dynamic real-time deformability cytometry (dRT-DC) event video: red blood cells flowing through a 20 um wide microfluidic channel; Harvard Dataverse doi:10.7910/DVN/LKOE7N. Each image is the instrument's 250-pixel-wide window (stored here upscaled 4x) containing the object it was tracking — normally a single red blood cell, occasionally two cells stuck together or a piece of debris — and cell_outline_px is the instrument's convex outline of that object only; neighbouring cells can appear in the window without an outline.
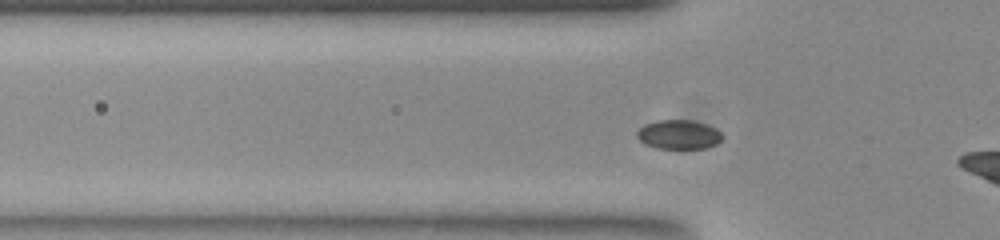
{"species": "common noctule bat (a hibernating species)", "species_latin": "Nyctalus noctula", "temperature_condition": "room temperature", "stored_images_in_passage": 41, "camera_frame_rate_fps": 3000, "um_per_image_px": 0.085, "animal": {"sex": "female", "body_mass_g": 23.0, "forearm_length_mm": 53.4}, "frame": {"image": 1, "passage_image": 4, "time_ms": 1.0, "image_size_px": [1000, 240], "cell_outline_px": [[724, 136], [716, 144], [704, 148], [656, 148], [644, 144], [636, 136], [636, 132], [644, 124], [656, 120], [692, 120], [716, 128]], "centroid_in_image_um": [57.66, 11.43], "position_along_channel_um": 68.1, "area_um2": 14.51}}
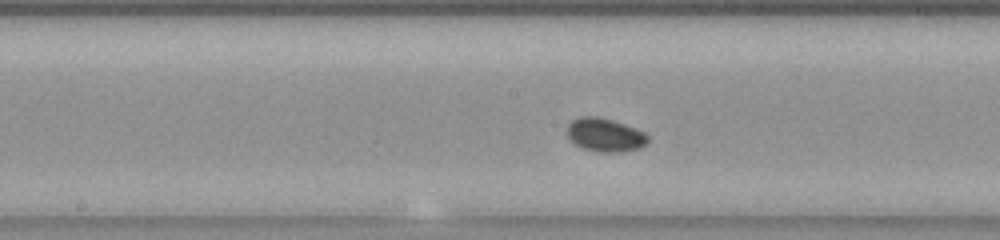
{"frame": {"image": 2, "passage_image": 14, "time_ms": 4.333, "image_size_px": [1000, 240], "cell_outline_px": [[648, 140], [640, 148], [620, 152], [596, 152], [584, 148], [576, 144], [568, 136], [568, 124], [572, 120], [580, 116], [596, 116], [612, 120], [636, 128], [644, 132], [648, 136]], "centroid_in_image_um": [51.43, 11.46], "position_along_channel_um": 196.8, "area_um2": 15.61}}
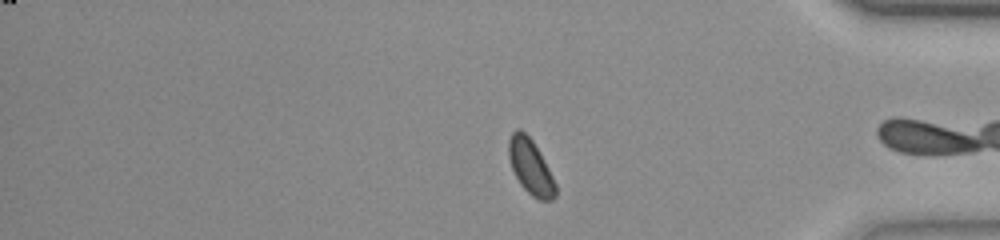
{"frame": {"image": 3, "passage_image": 31, "time_ms": 10.0, "image_size_px": [1000, 240], "cell_outline_px": [[556, 196], [552, 200], [540, 200], [532, 196], [520, 184], [512, 168], [508, 156], [508, 140], [512, 132], [516, 128], [520, 128], [532, 140], [548, 168], [556, 184]], "centroid_in_image_um": [45.08, 14.17], "position_along_channel_um": 390.1, "area_um2": 14.85}}